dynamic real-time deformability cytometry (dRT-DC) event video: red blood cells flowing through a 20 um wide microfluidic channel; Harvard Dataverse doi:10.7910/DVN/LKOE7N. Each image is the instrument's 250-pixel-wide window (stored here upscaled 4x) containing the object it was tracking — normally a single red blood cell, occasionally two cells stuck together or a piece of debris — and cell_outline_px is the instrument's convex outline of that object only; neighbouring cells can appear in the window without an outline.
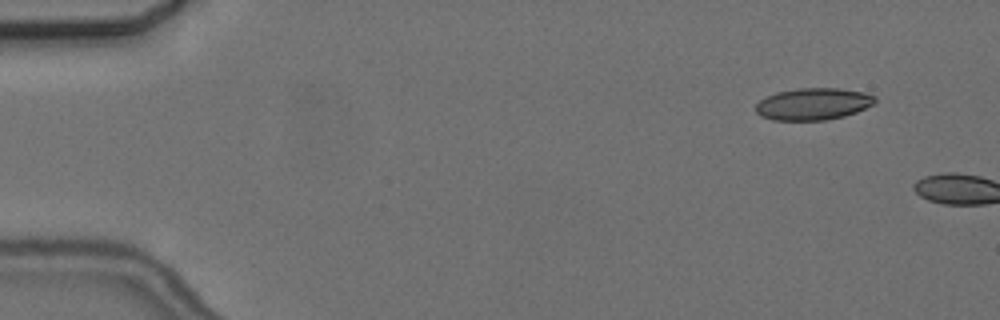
{"species": "common noctule bat (a hibernating species)", "species_latin": "Nyctalus noctula", "temperature_condition": "cold", "stored_images_in_passage": 2, "camera_frame_rate_fps": 3000, "um_per_image_px": 0.085, "animal": {"sex": "female", "body_mass_g": 24.6, "forearm_length_mm": 56.2}, "frame": {"image": 1, "passage_image": 1, "time_ms": 0.0, "image_size_px": [1000, 320], "cell_outline_px": [[876, 104], [856, 112], [844, 116], [828, 120], [772, 120], [760, 116], [756, 112], [756, 104], [760, 100], [776, 92], [796, 88], [836, 88], [864, 92], [876, 96]], "centroid_in_image_um": [69.14, 8.84], "position_along_channel_um": 15.9, "area_um2": 22.37}}